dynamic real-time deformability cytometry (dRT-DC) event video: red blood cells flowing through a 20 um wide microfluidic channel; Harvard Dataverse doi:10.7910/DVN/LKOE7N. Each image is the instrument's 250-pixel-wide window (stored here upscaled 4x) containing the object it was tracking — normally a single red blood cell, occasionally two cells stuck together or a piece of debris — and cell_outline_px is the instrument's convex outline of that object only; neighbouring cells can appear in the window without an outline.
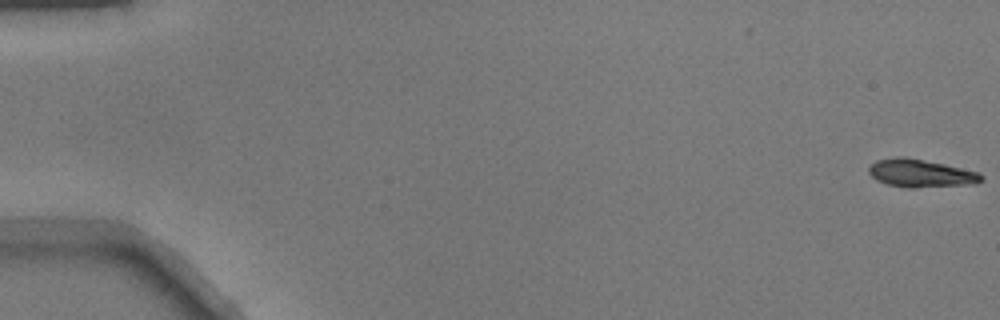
{"species": "common noctule bat (a hibernating species)", "species_latin": "Nyctalus noctula", "temperature_condition": "warm", "stored_images_in_passage": 9, "camera_frame_rate_fps": 3000, "um_per_image_px": 0.085, "animal": {"sex": "male", "body_mass_g": 17.9}, "frame": {"image": 1, "passage_image": 1, "time_ms": 0.0, "image_size_px": [1000, 320], "cell_outline_px": [[984, 180], [976, 184], [916, 188], [908, 188], [888, 184], [876, 180], [868, 172], [868, 168], [876, 160], [900, 156], [904, 156], [944, 164], [980, 172], [984, 176]], "centroid_in_image_um": [78.3, 14.74], "position_along_channel_um": 6.7, "area_um2": 18.5}}